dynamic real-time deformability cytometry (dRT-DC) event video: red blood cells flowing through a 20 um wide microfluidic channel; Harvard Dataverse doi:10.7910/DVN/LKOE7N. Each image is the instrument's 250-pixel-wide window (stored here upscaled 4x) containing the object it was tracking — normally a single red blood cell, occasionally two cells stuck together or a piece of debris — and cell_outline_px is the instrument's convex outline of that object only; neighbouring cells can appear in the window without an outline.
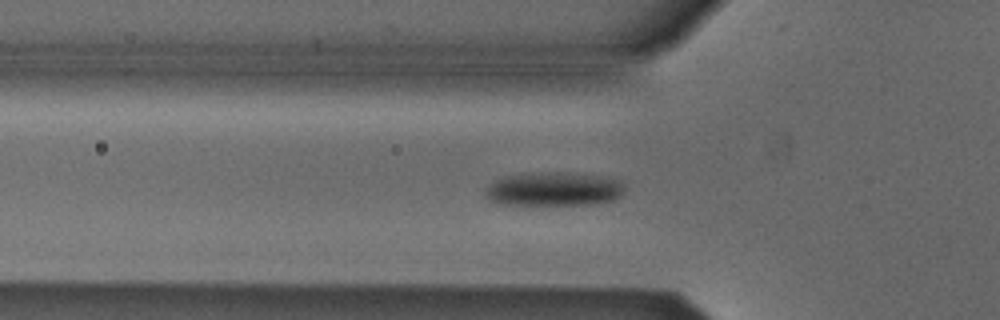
{"species": "Egyptian fruit bat (a non-hibernating species)", "species_latin": "Rousettus aegyptiacus", "temperature_condition": "cold", "stored_images_in_passage": 53, "camera_frame_rate_fps": 3000, "um_per_image_px": 0.085, "animal": {"sex": "male"}, "frame": {"image": 1, "passage_image": 17, "time_ms": 5.333, "image_size_px": [1000, 320], "cell_outline_px": [[624, 192], [620, 196], [612, 200], [592, 204], [500, 204], [488, 200], [484, 192], [484, 188], [496, 180], [504, 176], [548, 172], [560, 172], [592, 176], [620, 180], [624, 184]], "centroid_in_image_um": [47.03, 16.08], "position_along_channel_um": 78.8, "area_um2": 27.05}}
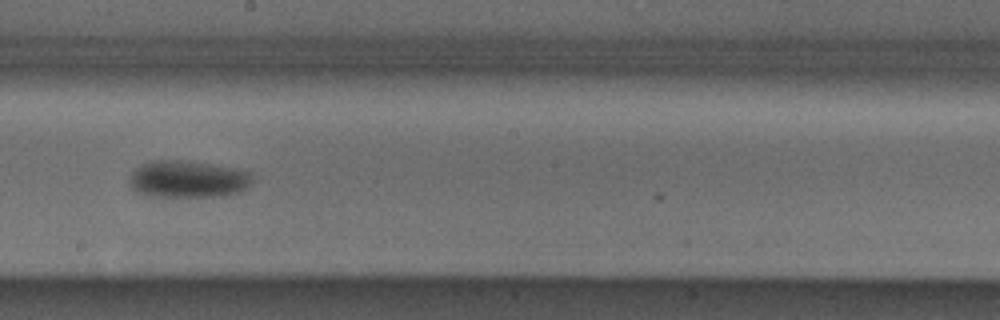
{"frame": {"image": 2, "passage_image": 29, "time_ms": 9.333, "image_size_px": [1000, 320], "cell_outline_px": [[252, 180], [248, 188], [240, 192], [220, 196], [148, 196], [136, 192], [128, 184], [128, 180], [132, 172], [136, 168], [152, 160], [184, 160], [236, 168], [248, 172], [252, 176]], "centroid_in_image_um": [15.95, 15.23], "position_along_channel_um": 232.3, "area_um2": 26.65}}
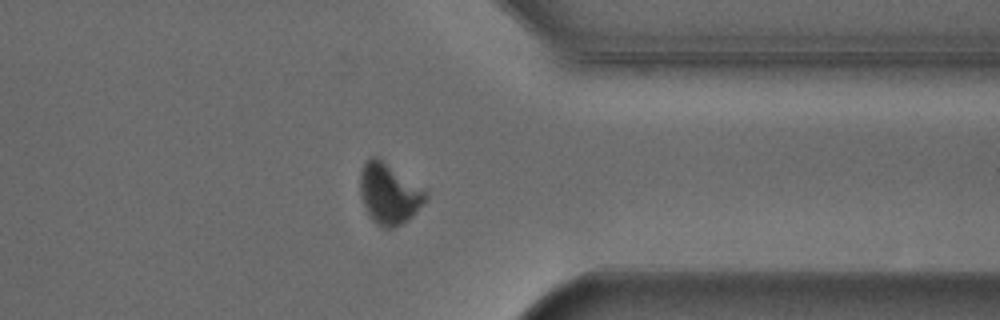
{"frame": {"image": 3, "passage_image": 41, "time_ms": 13.333, "image_size_px": [1000, 320], "cell_outline_px": [[428, 200], [408, 220], [392, 228], [384, 228], [376, 224], [368, 216], [360, 192], [360, 172], [364, 164], [372, 156], [376, 156], [428, 192]], "centroid_in_image_um": [33.08, 16.49], "position_along_channel_um": 378.3, "area_um2": 23.0}, "authors_computed_cell_mechanics": {"area_um2": 23.7558, "velocity_mm_per_s": 3.8403, "shape_relaxation_time_tau1_ms": 1.6096, "shape_relaxation_time_tau2_ms": null, "deformation_change_tau1": 0.0784, "deformation_change_tau2": null}}